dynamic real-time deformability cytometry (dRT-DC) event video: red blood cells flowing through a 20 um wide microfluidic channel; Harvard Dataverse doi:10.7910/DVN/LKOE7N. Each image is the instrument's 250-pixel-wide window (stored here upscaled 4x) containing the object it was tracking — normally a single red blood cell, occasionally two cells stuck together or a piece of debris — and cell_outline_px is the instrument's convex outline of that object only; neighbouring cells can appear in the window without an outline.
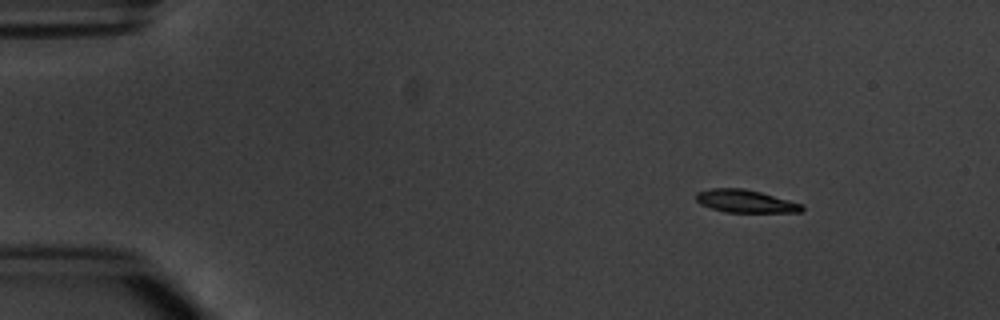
{"species": "common noctule bat (a hibernating species)", "species_latin": "Nyctalus noctula", "temperature_condition": "warm", "stored_images_in_passage": 8, "camera_frame_rate_fps": 3000, "um_per_image_px": 0.085, "animal": {"sex": "male", "body_mass_g": 20.1, "forearm_length_mm": 53.5}, "frame": {"image": 1, "passage_image": 1, "time_ms": 0.0, "image_size_px": [1000, 320], "cell_outline_px": [[804, 208], [800, 212], [724, 212], [700, 204], [696, 200], [696, 192], [712, 188], [744, 188], [760, 192], [804, 204]], "centroid_in_image_um": [63.36, 17.1], "position_along_channel_um": 21.6, "area_um2": 14.05}}
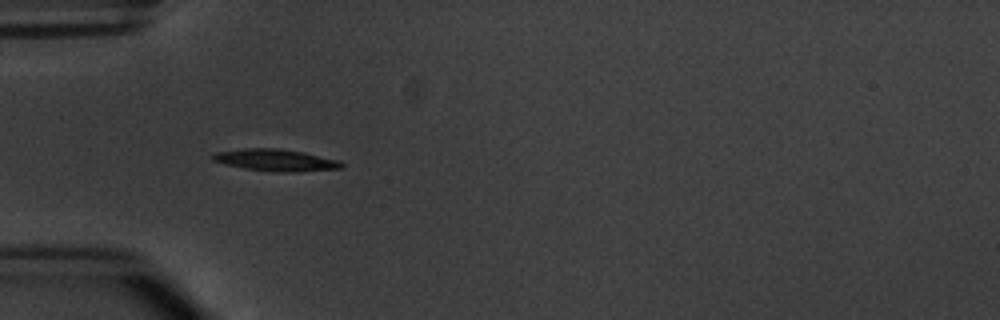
{"frame": {"image": 2, "passage_image": 4, "time_ms": 3.333, "image_size_px": [1000, 320], "cell_outline_px": [[344, 168], [296, 172], [272, 172], [244, 168], [212, 160], [212, 156], [216, 152], [244, 148], [280, 148], [304, 152], [340, 160], [344, 164]], "centroid_in_image_um": [23.5, 13.61], "position_along_channel_um": 61.5, "area_um2": 16.53}}
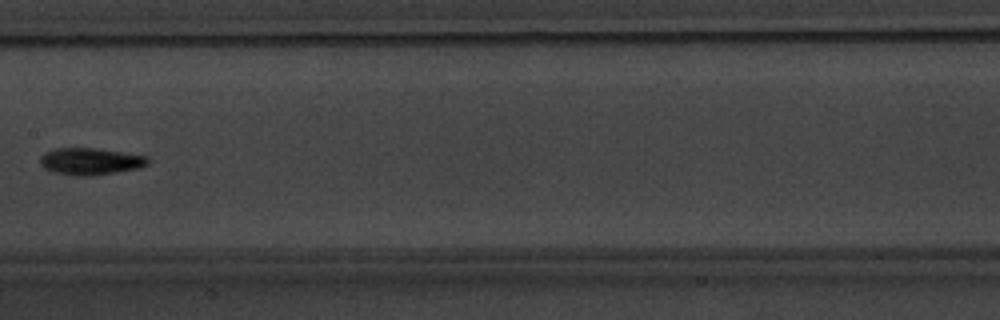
{"frame": {"image": 3, "passage_image": 7, "time_ms": 7.0, "image_size_px": [1000, 320], "cell_outline_px": [[152, 160], [148, 164], [140, 168], [92, 176], [76, 176], [52, 172], [44, 168], [40, 164], [40, 156], [44, 152], [52, 148], [96, 148], [148, 156]], "centroid_in_image_um": [7.68, 13.71], "position_along_channel_um": 199.7, "area_um2": 17.22}}